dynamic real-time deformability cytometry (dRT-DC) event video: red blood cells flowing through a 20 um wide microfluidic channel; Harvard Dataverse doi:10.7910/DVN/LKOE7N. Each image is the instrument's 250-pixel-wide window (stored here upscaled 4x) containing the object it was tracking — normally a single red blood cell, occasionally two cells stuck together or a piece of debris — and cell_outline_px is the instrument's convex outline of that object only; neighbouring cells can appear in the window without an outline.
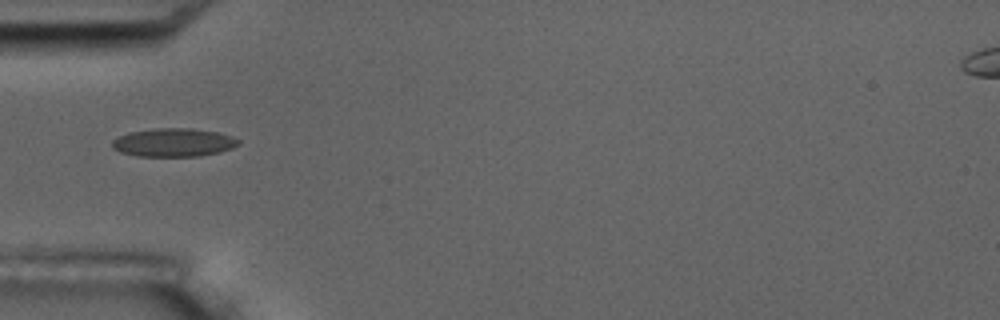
{"species": "common noctule bat (a hibernating species)", "species_latin": "Nyctalus noctula", "temperature_condition": "room temperature", "stored_images_in_passage": 15, "camera_frame_rate_fps": 3000, "um_per_image_px": 0.085, "animal": {"sex": "male", "body_mass_g": 17.5, "forearm_length_mm": 52.3}, "frame": {"image": 1, "passage_image": 5, "time_ms": 5.667, "image_size_px": [1000, 320], "cell_outline_px": [[240, 144], [232, 148], [220, 152], [200, 156], [136, 156], [120, 152], [112, 148], [112, 140], [128, 132], [152, 128], [192, 128], [220, 132], [232, 136], [240, 140]], "centroid_in_image_um": [14.77, 12.1], "position_along_channel_um": 70.2, "area_um2": 21.15}, "authors_computed_cell_mechanics": {"area_um2": 19.2474, "velocity_mm_per_s": 3.6015, "shape_relaxation_time_tau1_ms": 5.1521, "shape_relaxation_time_tau2_ms": 1.289, "deformation_change_tau1": 0.1441, "deformation_change_tau2": 0.0663}}